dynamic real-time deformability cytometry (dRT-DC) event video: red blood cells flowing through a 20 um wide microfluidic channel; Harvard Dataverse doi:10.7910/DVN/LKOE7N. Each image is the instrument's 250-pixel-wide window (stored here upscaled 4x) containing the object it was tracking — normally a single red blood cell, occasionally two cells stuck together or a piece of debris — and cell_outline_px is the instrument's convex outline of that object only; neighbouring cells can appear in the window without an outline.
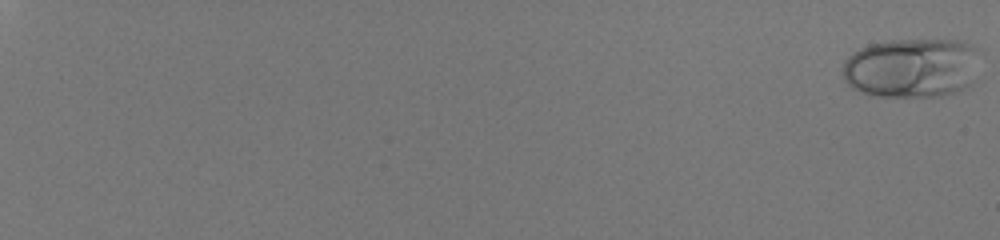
{"species": "human", "species_latin": "Homo sapiens", "temperature_condition": "room temperature", "stored_images_in_passage": 57, "camera_frame_rate_fps": 3000, "um_per_image_px": 0.085, "donor": {"sex": "male"}, "frame": {"image": 1, "passage_image": 1, "time_ms": 0.0, "image_size_px": [1000, 240], "cell_outline_px": [[984, 48], [968, 84], [956, 92], [940, 96], [876, 96], [860, 92], [852, 88], [844, 80], [844, 60], [852, 52], [868, 44], [888, 40], [960, 40]], "centroid_in_image_um": [77.51, 5.73], "position_along_channel_um": 7.5, "area_um2": 48.15}}
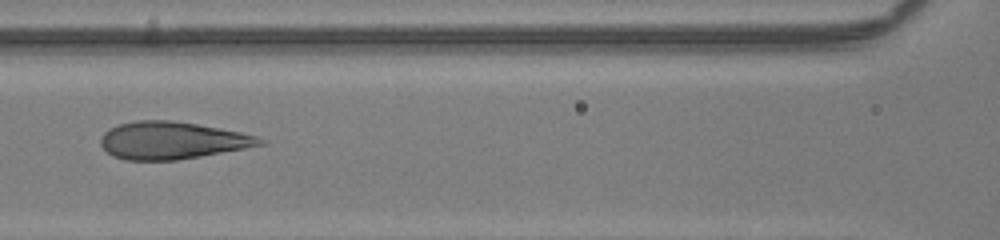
{"frame": {"image": 2, "passage_image": 33, "time_ms": 10.667, "image_size_px": [1000, 240], "cell_outline_px": [[268, 144], [200, 156], [176, 160], [128, 160], [112, 156], [100, 144], [100, 136], [108, 128], [120, 124], [136, 120], [172, 120], [220, 128], [240, 132], [256, 136], [268, 140]], "centroid_in_image_um": [14.63, 11.93], "position_along_channel_um": 152.0, "area_um2": 34.74}}
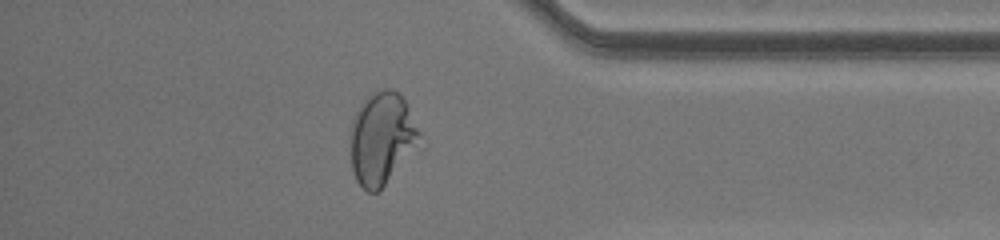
{"frame": {"image": 3, "passage_image": 52, "time_ms": 17.0, "image_size_px": [1000, 240], "cell_outline_px": [[420, 140], [384, 184], [376, 192], [368, 192], [356, 180], [352, 168], [352, 120], [360, 104], [372, 92], [384, 88], [392, 88], [400, 92], [420, 132]], "centroid_in_image_um": [32.43, 11.69], "position_along_channel_um": 402.8, "area_um2": 36.01}, "authors_computed_cell_mechanics": {"area_um2": 38.3792, "velocity_mm_per_s": 4.1029, "shape_relaxation_time_tau1_ms": 8.4411, "shape_relaxation_time_tau2_ms": null, "deformation_change_tau1": 0.2852, "deformation_change_tau2": null}}